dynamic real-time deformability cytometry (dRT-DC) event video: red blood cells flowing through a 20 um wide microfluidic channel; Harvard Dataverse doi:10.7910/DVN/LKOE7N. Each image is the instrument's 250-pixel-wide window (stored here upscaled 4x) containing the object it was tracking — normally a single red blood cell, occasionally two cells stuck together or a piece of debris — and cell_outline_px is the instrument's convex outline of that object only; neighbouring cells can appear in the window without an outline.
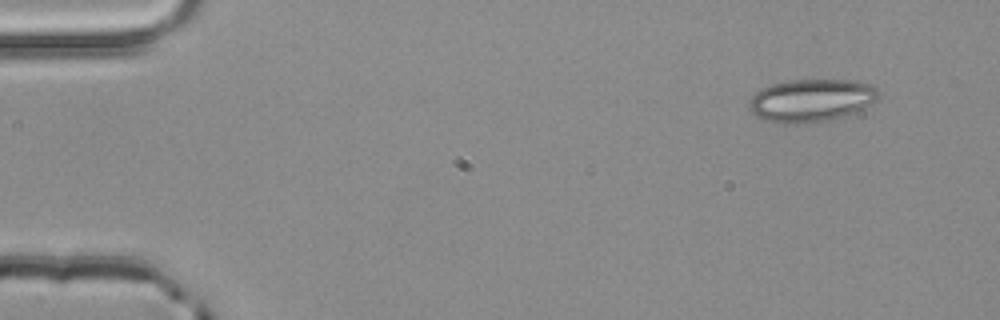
{"species": "common noctule bat (a hibernating species)", "species_latin": "Nyctalus noctula", "temperature_condition": "room temperature", "stored_images_in_passage": 3, "camera_frame_rate_fps": 3000, "um_per_image_px": 0.085, "animal": {"sex": "male", "body_mass_g": 20.4}, "frame": {"image": 1, "passage_image": 1, "time_ms": 0.0, "image_size_px": [1000, 320], "cell_outline_px": [[880, 96], [876, 100], [844, 116], [832, 120], [796, 124], [788, 124], [768, 120], [756, 116], [748, 108], [748, 100], [760, 88], [772, 84], [788, 80], [856, 80], [868, 84], [876, 88], [880, 92]], "centroid_in_image_um": [68.92, 8.52], "position_along_channel_um": 16.1, "area_um2": 32.19}}